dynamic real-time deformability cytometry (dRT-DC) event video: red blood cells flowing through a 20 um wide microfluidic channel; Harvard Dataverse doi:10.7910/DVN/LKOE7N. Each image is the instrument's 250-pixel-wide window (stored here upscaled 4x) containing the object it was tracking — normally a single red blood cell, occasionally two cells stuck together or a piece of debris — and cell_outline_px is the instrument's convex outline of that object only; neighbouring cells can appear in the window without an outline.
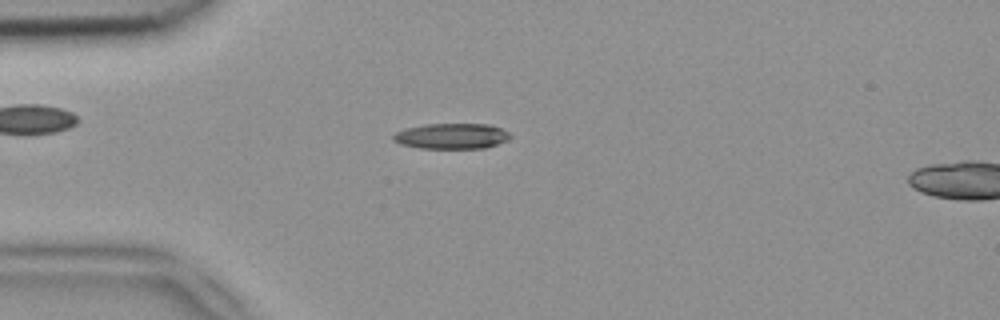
{"species": "common noctule bat (a hibernating species)", "species_latin": "Nyctalus noctula", "temperature_condition": "room temperature", "stored_images_in_passage": 51, "camera_frame_rate_fps": 3000, "um_per_image_px": 0.085, "animal": {"sex": "female", "body_mass_g": 18.4}, "frame": {"image": 1, "passage_image": 13, "time_ms": 4.0, "image_size_px": [1000, 320], "cell_outline_px": [[512, 136], [508, 140], [484, 148], [420, 148], [400, 144], [392, 140], [392, 136], [396, 132], [404, 128], [428, 124], [488, 124], [500, 128], [508, 132]], "centroid_in_image_um": [38.37, 11.57], "position_along_channel_um": 46.6, "area_um2": 17.4}}
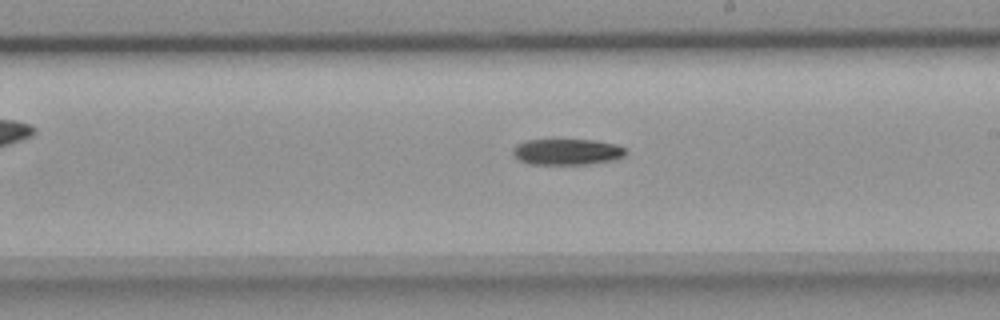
{"frame": {"image": 2, "passage_image": 29, "time_ms": 9.333, "image_size_px": [1000, 320], "cell_outline_px": [[628, 152], [624, 156], [612, 160], [588, 164], [528, 164], [520, 160], [512, 152], [512, 148], [516, 144], [524, 140], [596, 140], [616, 144], [624, 148]], "centroid_in_image_um": [48.19, 12.9], "position_along_channel_um": 240.8, "area_um2": 17.17}}
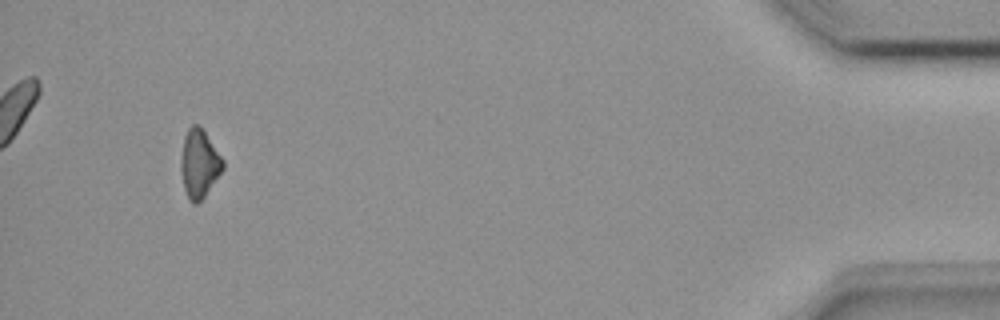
{"frame": {"image": 3, "passage_image": 48, "time_ms": 15.667, "image_size_px": [1000, 320], "cell_outline_px": [[224, 168], [204, 196], [196, 204], [192, 204], [188, 200], [184, 188], [180, 168], [180, 156], [184, 136], [188, 128], [192, 124], [200, 124], [224, 160]], "centroid_in_image_um": [16.92, 13.88], "position_along_channel_um": 418.3, "area_um2": 16.88}, "authors_computed_cell_mechanics": {"area_um2": 17.629, "velocity_mm_per_s": 3.9475, "shape_relaxation_time_tau1_ms": 10.5143, "shape_relaxation_time_tau2_ms": null, "deformation_change_tau1": 0.1743, "deformation_change_tau2": null}}